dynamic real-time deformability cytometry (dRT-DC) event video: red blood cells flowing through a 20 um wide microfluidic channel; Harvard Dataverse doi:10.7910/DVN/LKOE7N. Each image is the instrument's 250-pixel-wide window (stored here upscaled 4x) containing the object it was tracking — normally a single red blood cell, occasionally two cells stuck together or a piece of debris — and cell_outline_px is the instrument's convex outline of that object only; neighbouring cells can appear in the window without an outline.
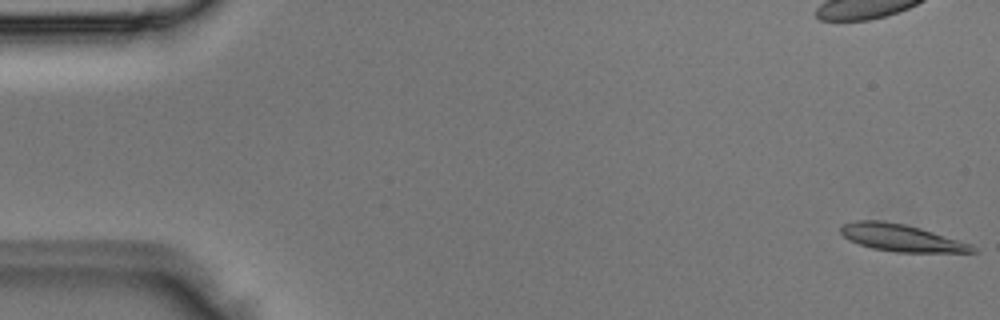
{"species": "Egyptian fruit bat (a non-hibernating species)", "species_latin": "Rousettus aegyptiacus", "temperature_condition": "room temperature", "stored_images_in_passage": 5, "camera_frame_rate_fps": 3000, "um_per_image_px": 0.085, "animal": {"sex": "male"}, "frame": {"image": 1, "passage_image": 1, "time_ms": 0.0, "image_size_px": [1000, 320], "cell_outline_px": [[976, 252], [896, 252], [872, 248], [848, 240], [840, 232], [840, 224], [856, 220], [880, 220], [904, 224], [920, 228], [972, 244], [976, 248]], "centroid_in_image_um": [76.56, 20.2], "position_along_channel_um": 8.4, "area_um2": 20.75}}